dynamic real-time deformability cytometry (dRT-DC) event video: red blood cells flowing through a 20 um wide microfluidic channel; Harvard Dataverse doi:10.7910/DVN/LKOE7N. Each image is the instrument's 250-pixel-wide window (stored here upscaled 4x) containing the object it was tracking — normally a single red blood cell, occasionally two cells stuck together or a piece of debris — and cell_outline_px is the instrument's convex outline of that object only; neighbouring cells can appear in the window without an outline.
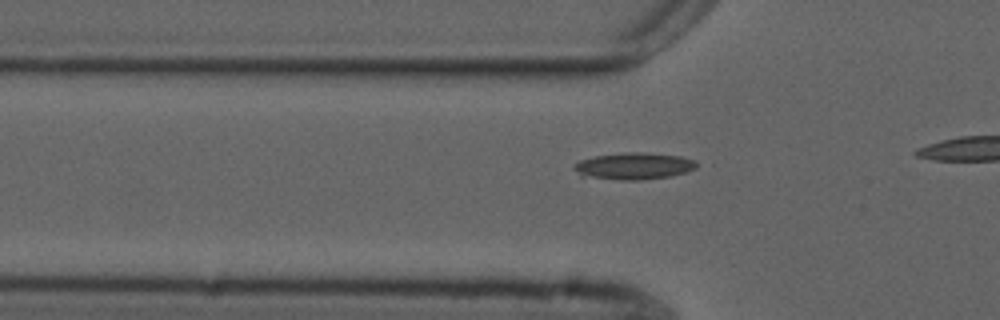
{"species": "common noctule bat (a hibernating species)", "species_latin": "Nyctalus noctula", "temperature_condition": "cold", "stored_images_in_passage": 14, "camera_frame_rate_fps": 3000, "um_per_image_px": 0.085, "animal": {"sex": "male", "forearm_length_mm": 52.5}, "frame": {"image": 1, "passage_image": 8, "time_ms": 2.333, "image_size_px": [1000, 320], "cell_outline_px": [[704, 164], [696, 168], [672, 176], [640, 180], [620, 180], [580, 176], [572, 168], [572, 164], [580, 160], [596, 156], [624, 152], [640, 152], [680, 156], [696, 160]], "centroid_in_image_um": [53.9, 14.12], "position_along_channel_um": 71.9, "area_um2": 19.48}}
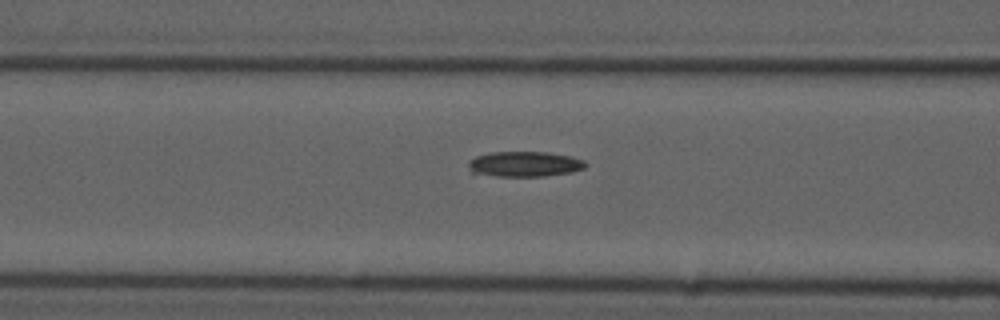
{"frame": {"image": 2, "passage_image": 12, "time_ms": 3.667, "image_size_px": [1000, 320], "cell_outline_px": [[588, 164], [584, 168], [572, 172], [544, 176], [472, 176], [468, 164], [468, 160], [476, 156], [492, 152], [548, 152], [572, 156], [584, 160]], "centroid_in_image_um": [44.53, 13.96], "position_along_channel_um": 122.1, "area_um2": 17.69}}